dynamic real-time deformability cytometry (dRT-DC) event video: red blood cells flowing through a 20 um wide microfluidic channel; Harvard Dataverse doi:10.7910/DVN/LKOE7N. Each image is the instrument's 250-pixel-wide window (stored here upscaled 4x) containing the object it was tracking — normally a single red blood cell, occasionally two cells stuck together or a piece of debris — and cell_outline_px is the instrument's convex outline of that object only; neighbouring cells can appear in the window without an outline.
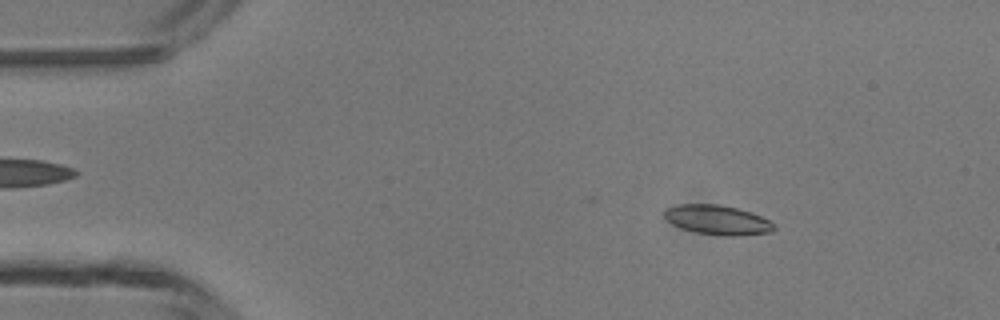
{"species": "common noctule bat (a hibernating species)", "species_latin": "Nyctalus noctula", "temperature_condition": "room temperature", "stored_images_in_passage": 13, "camera_frame_rate_fps": 3000, "um_per_image_px": 0.085, "animal": {"sex": "male", "body_mass_g": 13.3}, "frame": {"image": 1, "passage_image": 6, "time_ms": 1.667, "image_size_px": [1000, 320], "cell_outline_px": [[776, 228], [772, 232], [736, 236], [724, 236], [696, 232], [680, 228], [672, 224], [664, 216], [664, 212], [668, 208], [680, 204], [716, 204], [736, 208], [760, 216], [776, 224]], "centroid_in_image_um": [61.0, 18.71], "position_along_channel_um": 24.0, "area_um2": 18.73}}